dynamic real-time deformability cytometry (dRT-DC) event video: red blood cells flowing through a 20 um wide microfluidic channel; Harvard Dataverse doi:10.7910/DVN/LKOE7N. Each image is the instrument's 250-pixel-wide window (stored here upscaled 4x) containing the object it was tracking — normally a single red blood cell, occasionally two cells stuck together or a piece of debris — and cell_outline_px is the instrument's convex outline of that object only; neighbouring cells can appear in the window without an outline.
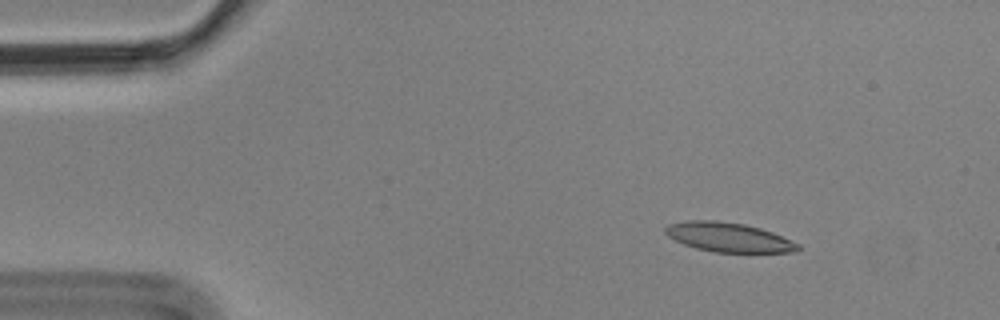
{"species": "Egyptian fruit bat (a non-hibernating species)", "species_latin": "Rousettus aegyptiacus", "temperature_condition": "cold", "stored_images_in_passage": 6, "camera_frame_rate_fps": 3000, "um_per_image_px": 0.085, "animal": {"sex": "male"}, "frame": {"image": 1, "passage_image": 1, "time_ms": 0.0, "image_size_px": [1000, 320], "cell_outline_px": [[800, 248], [792, 252], [712, 252], [696, 248], [684, 244], [668, 236], [664, 232], [664, 228], [668, 224], [688, 220], [716, 220], [744, 224], [760, 228], [772, 232], [800, 244]], "centroid_in_image_um": [61.9, 20.16], "position_along_channel_um": 23.1, "area_um2": 22.6}}
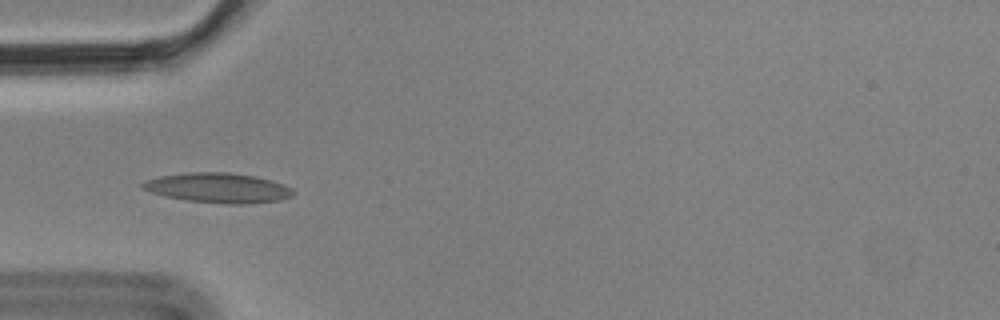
{"frame": {"image": 2, "passage_image": 4, "time_ms": 1.0, "image_size_px": [1000, 320], "cell_outline_px": [[296, 192], [292, 196], [280, 200], [244, 204], [224, 204], [188, 200], [164, 196], [140, 188], [140, 184], [144, 180], [160, 176], [188, 172], [228, 172], [252, 176], [272, 180], [284, 184], [292, 188]], "centroid_in_image_um": [18.54, 15.97], "position_along_channel_um": 66.5, "area_um2": 26.3}}